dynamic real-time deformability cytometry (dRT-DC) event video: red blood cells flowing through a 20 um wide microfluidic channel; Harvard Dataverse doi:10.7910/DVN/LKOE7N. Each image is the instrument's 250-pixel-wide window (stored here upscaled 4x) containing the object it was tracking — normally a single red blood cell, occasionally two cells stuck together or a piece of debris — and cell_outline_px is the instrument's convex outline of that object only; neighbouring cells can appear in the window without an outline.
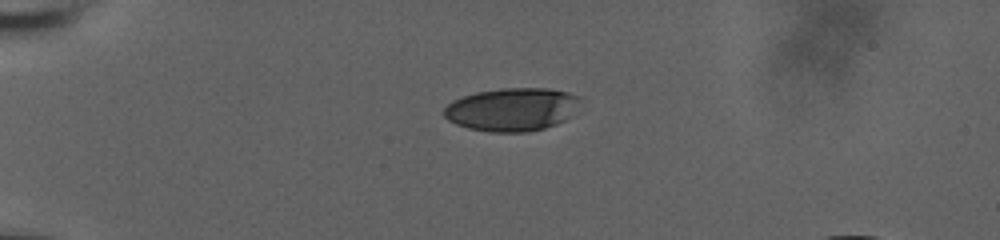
{"species": "human", "species_latin": "Homo sapiens", "temperature_condition": "room temperature", "stored_images_in_passage": 43, "camera_frame_rate_fps": 3000, "um_per_image_px": 0.085, "donor": {"sex": "male"}, "frame": {"image": 1, "passage_image": 1, "time_ms": 0.0, "image_size_px": [1000, 240], "cell_outline_px": [[580, 100], [568, 116], [564, 120], [556, 124], [544, 128], [528, 132], [488, 132], [468, 128], [456, 124], [448, 120], [444, 116], [444, 108], [452, 100], [476, 92], [500, 88], [548, 88], [568, 92], [580, 96]], "centroid_in_image_um": [43.48, 9.3], "position_along_channel_um": 41.5, "area_um2": 34.16}}
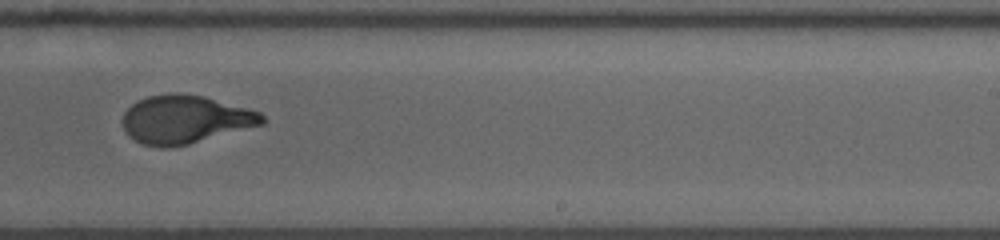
{"frame": {"image": 2, "passage_image": 24, "time_ms": 7.667, "image_size_px": [1000, 240], "cell_outline_px": [[264, 124], [188, 144], [168, 148], [160, 148], [144, 144], [136, 140], [124, 128], [124, 112], [136, 100], [148, 96], [168, 92], [180, 92], [204, 96], [248, 108], [260, 112], [264, 116]], "centroid_in_image_um": [15.75, 10.13], "position_along_channel_um": 273.2, "area_um2": 39.13}}
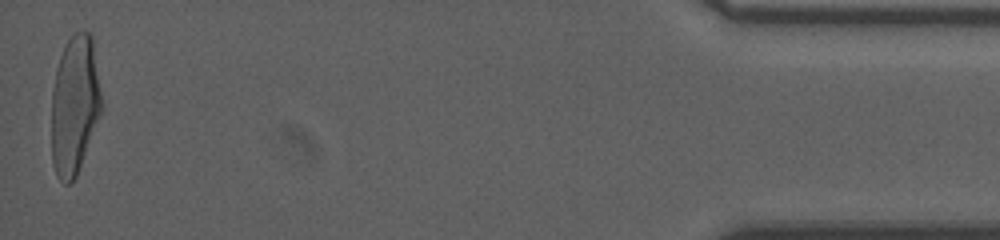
{"frame": {"image": 3, "passage_image": 43, "time_ms": 14.0, "image_size_px": [1000, 240], "cell_outline_px": [[104, 108], [76, 176], [68, 184], [64, 184], [56, 176], [52, 164], [52, 92], [56, 68], [60, 56], [68, 40], [76, 32], [88, 32], [92, 36]], "centroid_in_image_um": [6.36, 8.96], "position_along_channel_um": 428.8, "area_um2": 40.81}, "authors_computed_cell_mechanics": {"area_um2": 39.3618, "velocity_mm_per_s": 3.7124, "shape_relaxation_time_tau1_ms": 6.524, "shape_relaxation_time_tau2_ms": null, "deformation_change_tau1": 0.2631, "deformation_change_tau2": null}}